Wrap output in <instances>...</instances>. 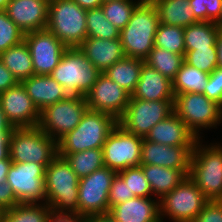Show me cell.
Here are the masks:
<instances>
[{
	"label": "cell",
	"mask_w": 222,
	"mask_h": 222,
	"mask_svg": "<svg viewBox=\"0 0 222 222\" xmlns=\"http://www.w3.org/2000/svg\"><path fill=\"white\" fill-rule=\"evenodd\" d=\"M142 0H114L101 5L105 17L119 31L129 22L133 11Z\"/></svg>",
	"instance_id": "36"
},
{
	"label": "cell",
	"mask_w": 222,
	"mask_h": 222,
	"mask_svg": "<svg viewBox=\"0 0 222 222\" xmlns=\"http://www.w3.org/2000/svg\"><path fill=\"white\" fill-rule=\"evenodd\" d=\"M220 26L212 21H199L184 28L185 52L197 48H216Z\"/></svg>",
	"instance_id": "29"
},
{
	"label": "cell",
	"mask_w": 222,
	"mask_h": 222,
	"mask_svg": "<svg viewBox=\"0 0 222 222\" xmlns=\"http://www.w3.org/2000/svg\"><path fill=\"white\" fill-rule=\"evenodd\" d=\"M173 113V101H146L130 96L118 124L126 131L145 138L152 127Z\"/></svg>",
	"instance_id": "11"
},
{
	"label": "cell",
	"mask_w": 222,
	"mask_h": 222,
	"mask_svg": "<svg viewBox=\"0 0 222 222\" xmlns=\"http://www.w3.org/2000/svg\"><path fill=\"white\" fill-rule=\"evenodd\" d=\"M12 132H0V160L9 156V139Z\"/></svg>",
	"instance_id": "47"
},
{
	"label": "cell",
	"mask_w": 222,
	"mask_h": 222,
	"mask_svg": "<svg viewBox=\"0 0 222 222\" xmlns=\"http://www.w3.org/2000/svg\"><path fill=\"white\" fill-rule=\"evenodd\" d=\"M222 0H189L190 7L198 21L221 23Z\"/></svg>",
	"instance_id": "40"
},
{
	"label": "cell",
	"mask_w": 222,
	"mask_h": 222,
	"mask_svg": "<svg viewBox=\"0 0 222 222\" xmlns=\"http://www.w3.org/2000/svg\"><path fill=\"white\" fill-rule=\"evenodd\" d=\"M173 108L197 139L202 138V129L217 128L222 123V107L203 93L174 95Z\"/></svg>",
	"instance_id": "8"
},
{
	"label": "cell",
	"mask_w": 222,
	"mask_h": 222,
	"mask_svg": "<svg viewBox=\"0 0 222 222\" xmlns=\"http://www.w3.org/2000/svg\"><path fill=\"white\" fill-rule=\"evenodd\" d=\"M184 62V55H178L168 50L154 46L145 63L160 72L171 81L175 78Z\"/></svg>",
	"instance_id": "33"
},
{
	"label": "cell",
	"mask_w": 222,
	"mask_h": 222,
	"mask_svg": "<svg viewBox=\"0 0 222 222\" xmlns=\"http://www.w3.org/2000/svg\"><path fill=\"white\" fill-rule=\"evenodd\" d=\"M87 216L77 213H54L51 211L47 222H86Z\"/></svg>",
	"instance_id": "45"
},
{
	"label": "cell",
	"mask_w": 222,
	"mask_h": 222,
	"mask_svg": "<svg viewBox=\"0 0 222 222\" xmlns=\"http://www.w3.org/2000/svg\"><path fill=\"white\" fill-rule=\"evenodd\" d=\"M86 222H116L110 213L87 216Z\"/></svg>",
	"instance_id": "50"
},
{
	"label": "cell",
	"mask_w": 222,
	"mask_h": 222,
	"mask_svg": "<svg viewBox=\"0 0 222 222\" xmlns=\"http://www.w3.org/2000/svg\"><path fill=\"white\" fill-rule=\"evenodd\" d=\"M216 48L218 55V67L222 68V27H220L219 33L216 38Z\"/></svg>",
	"instance_id": "52"
},
{
	"label": "cell",
	"mask_w": 222,
	"mask_h": 222,
	"mask_svg": "<svg viewBox=\"0 0 222 222\" xmlns=\"http://www.w3.org/2000/svg\"><path fill=\"white\" fill-rule=\"evenodd\" d=\"M147 178L152 195L161 199L179 185L187 175L180 169L165 168L157 165H139Z\"/></svg>",
	"instance_id": "25"
},
{
	"label": "cell",
	"mask_w": 222,
	"mask_h": 222,
	"mask_svg": "<svg viewBox=\"0 0 222 222\" xmlns=\"http://www.w3.org/2000/svg\"><path fill=\"white\" fill-rule=\"evenodd\" d=\"M130 94L101 73L85 99L89 110L111 114L117 120L124 114Z\"/></svg>",
	"instance_id": "16"
},
{
	"label": "cell",
	"mask_w": 222,
	"mask_h": 222,
	"mask_svg": "<svg viewBox=\"0 0 222 222\" xmlns=\"http://www.w3.org/2000/svg\"><path fill=\"white\" fill-rule=\"evenodd\" d=\"M76 2L81 8L88 10L93 8L101 7L103 4V0H73Z\"/></svg>",
	"instance_id": "51"
},
{
	"label": "cell",
	"mask_w": 222,
	"mask_h": 222,
	"mask_svg": "<svg viewBox=\"0 0 222 222\" xmlns=\"http://www.w3.org/2000/svg\"><path fill=\"white\" fill-rule=\"evenodd\" d=\"M11 165L12 161L9 156L6 159L0 160V183L6 182Z\"/></svg>",
	"instance_id": "49"
},
{
	"label": "cell",
	"mask_w": 222,
	"mask_h": 222,
	"mask_svg": "<svg viewBox=\"0 0 222 222\" xmlns=\"http://www.w3.org/2000/svg\"><path fill=\"white\" fill-rule=\"evenodd\" d=\"M27 94L39 111L69 96L65 88L50 75L34 74L22 81Z\"/></svg>",
	"instance_id": "24"
},
{
	"label": "cell",
	"mask_w": 222,
	"mask_h": 222,
	"mask_svg": "<svg viewBox=\"0 0 222 222\" xmlns=\"http://www.w3.org/2000/svg\"><path fill=\"white\" fill-rule=\"evenodd\" d=\"M46 204L54 213L78 214L79 178L64 157L57 155L45 171Z\"/></svg>",
	"instance_id": "4"
},
{
	"label": "cell",
	"mask_w": 222,
	"mask_h": 222,
	"mask_svg": "<svg viewBox=\"0 0 222 222\" xmlns=\"http://www.w3.org/2000/svg\"><path fill=\"white\" fill-rule=\"evenodd\" d=\"M209 199L187 176L171 192L159 199L160 219L172 222H192Z\"/></svg>",
	"instance_id": "9"
},
{
	"label": "cell",
	"mask_w": 222,
	"mask_h": 222,
	"mask_svg": "<svg viewBox=\"0 0 222 222\" xmlns=\"http://www.w3.org/2000/svg\"><path fill=\"white\" fill-rule=\"evenodd\" d=\"M57 156V142L37 127L15 128L9 139L12 162L38 163L45 168Z\"/></svg>",
	"instance_id": "7"
},
{
	"label": "cell",
	"mask_w": 222,
	"mask_h": 222,
	"mask_svg": "<svg viewBox=\"0 0 222 222\" xmlns=\"http://www.w3.org/2000/svg\"><path fill=\"white\" fill-rule=\"evenodd\" d=\"M45 171L38 163L12 162L6 182L18 203H46Z\"/></svg>",
	"instance_id": "14"
},
{
	"label": "cell",
	"mask_w": 222,
	"mask_h": 222,
	"mask_svg": "<svg viewBox=\"0 0 222 222\" xmlns=\"http://www.w3.org/2000/svg\"><path fill=\"white\" fill-rule=\"evenodd\" d=\"M87 38L119 39L120 31L105 17L101 7L86 13Z\"/></svg>",
	"instance_id": "34"
},
{
	"label": "cell",
	"mask_w": 222,
	"mask_h": 222,
	"mask_svg": "<svg viewBox=\"0 0 222 222\" xmlns=\"http://www.w3.org/2000/svg\"><path fill=\"white\" fill-rule=\"evenodd\" d=\"M222 6V3H221ZM220 27H222V7H221V23L219 24Z\"/></svg>",
	"instance_id": "54"
},
{
	"label": "cell",
	"mask_w": 222,
	"mask_h": 222,
	"mask_svg": "<svg viewBox=\"0 0 222 222\" xmlns=\"http://www.w3.org/2000/svg\"><path fill=\"white\" fill-rule=\"evenodd\" d=\"M192 222H222V200H209Z\"/></svg>",
	"instance_id": "43"
},
{
	"label": "cell",
	"mask_w": 222,
	"mask_h": 222,
	"mask_svg": "<svg viewBox=\"0 0 222 222\" xmlns=\"http://www.w3.org/2000/svg\"><path fill=\"white\" fill-rule=\"evenodd\" d=\"M50 0H9L8 17L24 34L47 28Z\"/></svg>",
	"instance_id": "19"
},
{
	"label": "cell",
	"mask_w": 222,
	"mask_h": 222,
	"mask_svg": "<svg viewBox=\"0 0 222 222\" xmlns=\"http://www.w3.org/2000/svg\"><path fill=\"white\" fill-rule=\"evenodd\" d=\"M145 139L167 146L195 145L197 141V137L175 113L152 127Z\"/></svg>",
	"instance_id": "23"
},
{
	"label": "cell",
	"mask_w": 222,
	"mask_h": 222,
	"mask_svg": "<svg viewBox=\"0 0 222 222\" xmlns=\"http://www.w3.org/2000/svg\"><path fill=\"white\" fill-rule=\"evenodd\" d=\"M117 124L118 120L111 114L88 109L76 128L57 141V155L64 157L87 149L103 148Z\"/></svg>",
	"instance_id": "2"
},
{
	"label": "cell",
	"mask_w": 222,
	"mask_h": 222,
	"mask_svg": "<svg viewBox=\"0 0 222 222\" xmlns=\"http://www.w3.org/2000/svg\"><path fill=\"white\" fill-rule=\"evenodd\" d=\"M64 158L79 179L105 166L102 148L66 154Z\"/></svg>",
	"instance_id": "31"
},
{
	"label": "cell",
	"mask_w": 222,
	"mask_h": 222,
	"mask_svg": "<svg viewBox=\"0 0 222 222\" xmlns=\"http://www.w3.org/2000/svg\"><path fill=\"white\" fill-rule=\"evenodd\" d=\"M0 102L7 119L15 128L38 126L40 111L33 104L22 82L2 92Z\"/></svg>",
	"instance_id": "17"
},
{
	"label": "cell",
	"mask_w": 222,
	"mask_h": 222,
	"mask_svg": "<svg viewBox=\"0 0 222 222\" xmlns=\"http://www.w3.org/2000/svg\"><path fill=\"white\" fill-rule=\"evenodd\" d=\"M51 211L46 203H19L3 211L1 222H47Z\"/></svg>",
	"instance_id": "32"
},
{
	"label": "cell",
	"mask_w": 222,
	"mask_h": 222,
	"mask_svg": "<svg viewBox=\"0 0 222 222\" xmlns=\"http://www.w3.org/2000/svg\"><path fill=\"white\" fill-rule=\"evenodd\" d=\"M117 173L103 166L79 179L78 214L86 216L109 213V192Z\"/></svg>",
	"instance_id": "13"
},
{
	"label": "cell",
	"mask_w": 222,
	"mask_h": 222,
	"mask_svg": "<svg viewBox=\"0 0 222 222\" xmlns=\"http://www.w3.org/2000/svg\"><path fill=\"white\" fill-rule=\"evenodd\" d=\"M19 204L11 186L7 183H0V209L6 211Z\"/></svg>",
	"instance_id": "44"
},
{
	"label": "cell",
	"mask_w": 222,
	"mask_h": 222,
	"mask_svg": "<svg viewBox=\"0 0 222 222\" xmlns=\"http://www.w3.org/2000/svg\"><path fill=\"white\" fill-rule=\"evenodd\" d=\"M131 97L146 101H173L172 81L144 62Z\"/></svg>",
	"instance_id": "20"
},
{
	"label": "cell",
	"mask_w": 222,
	"mask_h": 222,
	"mask_svg": "<svg viewBox=\"0 0 222 222\" xmlns=\"http://www.w3.org/2000/svg\"><path fill=\"white\" fill-rule=\"evenodd\" d=\"M153 4L161 24L187 27L198 23L189 0H155Z\"/></svg>",
	"instance_id": "26"
},
{
	"label": "cell",
	"mask_w": 222,
	"mask_h": 222,
	"mask_svg": "<svg viewBox=\"0 0 222 222\" xmlns=\"http://www.w3.org/2000/svg\"><path fill=\"white\" fill-rule=\"evenodd\" d=\"M184 62L210 74L218 67L217 48H197V50L187 51Z\"/></svg>",
	"instance_id": "37"
},
{
	"label": "cell",
	"mask_w": 222,
	"mask_h": 222,
	"mask_svg": "<svg viewBox=\"0 0 222 222\" xmlns=\"http://www.w3.org/2000/svg\"><path fill=\"white\" fill-rule=\"evenodd\" d=\"M203 94L222 107V68L217 67L210 73Z\"/></svg>",
	"instance_id": "42"
},
{
	"label": "cell",
	"mask_w": 222,
	"mask_h": 222,
	"mask_svg": "<svg viewBox=\"0 0 222 222\" xmlns=\"http://www.w3.org/2000/svg\"><path fill=\"white\" fill-rule=\"evenodd\" d=\"M86 13L73 0H50L46 29L67 48L79 47L87 38Z\"/></svg>",
	"instance_id": "5"
},
{
	"label": "cell",
	"mask_w": 222,
	"mask_h": 222,
	"mask_svg": "<svg viewBox=\"0 0 222 222\" xmlns=\"http://www.w3.org/2000/svg\"><path fill=\"white\" fill-rule=\"evenodd\" d=\"M24 36L22 30L8 17L7 12L0 11V54L21 43Z\"/></svg>",
	"instance_id": "39"
},
{
	"label": "cell",
	"mask_w": 222,
	"mask_h": 222,
	"mask_svg": "<svg viewBox=\"0 0 222 222\" xmlns=\"http://www.w3.org/2000/svg\"><path fill=\"white\" fill-rule=\"evenodd\" d=\"M88 109L85 96L69 95L40 111L38 127L57 142L76 128Z\"/></svg>",
	"instance_id": "10"
},
{
	"label": "cell",
	"mask_w": 222,
	"mask_h": 222,
	"mask_svg": "<svg viewBox=\"0 0 222 222\" xmlns=\"http://www.w3.org/2000/svg\"><path fill=\"white\" fill-rule=\"evenodd\" d=\"M193 148L194 145L167 146L143 138L140 165L180 169L188 176Z\"/></svg>",
	"instance_id": "18"
},
{
	"label": "cell",
	"mask_w": 222,
	"mask_h": 222,
	"mask_svg": "<svg viewBox=\"0 0 222 222\" xmlns=\"http://www.w3.org/2000/svg\"><path fill=\"white\" fill-rule=\"evenodd\" d=\"M195 142L188 177L209 200H222V145Z\"/></svg>",
	"instance_id": "3"
},
{
	"label": "cell",
	"mask_w": 222,
	"mask_h": 222,
	"mask_svg": "<svg viewBox=\"0 0 222 222\" xmlns=\"http://www.w3.org/2000/svg\"><path fill=\"white\" fill-rule=\"evenodd\" d=\"M142 1H145V2H153L155 0H142Z\"/></svg>",
	"instance_id": "56"
},
{
	"label": "cell",
	"mask_w": 222,
	"mask_h": 222,
	"mask_svg": "<svg viewBox=\"0 0 222 222\" xmlns=\"http://www.w3.org/2000/svg\"><path fill=\"white\" fill-rule=\"evenodd\" d=\"M118 174L124 179L129 190L132 191L135 196L145 198L153 196L150 184L140 166L129 167L118 172Z\"/></svg>",
	"instance_id": "38"
},
{
	"label": "cell",
	"mask_w": 222,
	"mask_h": 222,
	"mask_svg": "<svg viewBox=\"0 0 222 222\" xmlns=\"http://www.w3.org/2000/svg\"><path fill=\"white\" fill-rule=\"evenodd\" d=\"M24 40L31 53L34 74L37 75H50L67 50L47 29L26 33Z\"/></svg>",
	"instance_id": "15"
},
{
	"label": "cell",
	"mask_w": 222,
	"mask_h": 222,
	"mask_svg": "<svg viewBox=\"0 0 222 222\" xmlns=\"http://www.w3.org/2000/svg\"><path fill=\"white\" fill-rule=\"evenodd\" d=\"M144 62L125 56L121 61L110 66L104 74L131 95L140 79V70Z\"/></svg>",
	"instance_id": "28"
},
{
	"label": "cell",
	"mask_w": 222,
	"mask_h": 222,
	"mask_svg": "<svg viewBox=\"0 0 222 222\" xmlns=\"http://www.w3.org/2000/svg\"><path fill=\"white\" fill-rule=\"evenodd\" d=\"M3 211L0 209V222L2 221Z\"/></svg>",
	"instance_id": "55"
},
{
	"label": "cell",
	"mask_w": 222,
	"mask_h": 222,
	"mask_svg": "<svg viewBox=\"0 0 222 222\" xmlns=\"http://www.w3.org/2000/svg\"><path fill=\"white\" fill-rule=\"evenodd\" d=\"M15 127L7 119V116L0 102V132H13Z\"/></svg>",
	"instance_id": "48"
},
{
	"label": "cell",
	"mask_w": 222,
	"mask_h": 222,
	"mask_svg": "<svg viewBox=\"0 0 222 222\" xmlns=\"http://www.w3.org/2000/svg\"><path fill=\"white\" fill-rule=\"evenodd\" d=\"M154 46L178 55H185L184 28L159 23Z\"/></svg>",
	"instance_id": "35"
},
{
	"label": "cell",
	"mask_w": 222,
	"mask_h": 222,
	"mask_svg": "<svg viewBox=\"0 0 222 222\" xmlns=\"http://www.w3.org/2000/svg\"><path fill=\"white\" fill-rule=\"evenodd\" d=\"M78 48L101 73L125 57L120 39L86 38Z\"/></svg>",
	"instance_id": "22"
},
{
	"label": "cell",
	"mask_w": 222,
	"mask_h": 222,
	"mask_svg": "<svg viewBox=\"0 0 222 222\" xmlns=\"http://www.w3.org/2000/svg\"><path fill=\"white\" fill-rule=\"evenodd\" d=\"M159 23L153 2L141 1L127 25L120 30L119 39L125 56L145 61L154 47Z\"/></svg>",
	"instance_id": "1"
},
{
	"label": "cell",
	"mask_w": 222,
	"mask_h": 222,
	"mask_svg": "<svg viewBox=\"0 0 222 222\" xmlns=\"http://www.w3.org/2000/svg\"><path fill=\"white\" fill-rule=\"evenodd\" d=\"M17 83L18 80L10 73L0 59V94Z\"/></svg>",
	"instance_id": "46"
},
{
	"label": "cell",
	"mask_w": 222,
	"mask_h": 222,
	"mask_svg": "<svg viewBox=\"0 0 222 222\" xmlns=\"http://www.w3.org/2000/svg\"><path fill=\"white\" fill-rule=\"evenodd\" d=\"M0 59L18 82L34 75L31 53L25 40L2 52Z\"/></svg>",
	"instance_id": "27"
},
{
	"label": "cell",
	"mask_w": 222,
	"mask_h": 222,
	"mask_svg": "<svg viewBox=\"0 0 222 222\" xmlns=\"http://www.w3.org/2000/svg\"><path fill=\"white\" fill-rule=\"evenodd\" d=\"M134 197L113 206L109 213L116 222H161L159 199Z\"/></svg>",
	"instance_id": "21"
},
{
	"label": "cell",
	"mask_w": 222,
	"mask_h": 222,
	"mask_svg": "<svg viewBox=\"0 0 222 222\" xmlns=\"http://www.w3.org/2000/svg\"><path fill=\"white\" fill-rule=\"evenodd\" d=\"M142 141V137L117 124L103 144L104 165L116 173L129 167H138Z\"/></svg>",
	"instance_id": "12"
},
{
	"label": "cell",
	"mask_w": 222,
	"mask_h": 222,
	"mask_svg": "<svg viewBox=\"0 0 222 222\" xmlns=\"http://www.w3.org/2000/svg\"><path fill=\"white\" fill-rule=\"evenodd\" d=\"M101 72L78 48H67L50 76L62 85L69 95L86 96Z\"/></svg>",
	"instance_id": "6"
},
{
	"label": "cell",
	"mask_w": 222,
	"mask_h": 222,
	"mask_svg": "<svg viewBox=\"0 0 222 222\" xmlns=\"http://www.w3.org/2000/svg\"><path fill=\"white\" fill-rule=\"evenodd\" d=\"M134 197H136L134 193L129 190L124 179L117 173L113 178L112 185L110 187L108 198L109 209Z\"/></svg>",
	"instance_id": "41"
},
{
	"label": "cell",
	"mask_w": 222,
	"mask_h": 222,
	"mask_svg": "<svg viewBox=\"0 0 222 222\" xmlns=\"http://www.w3.org/2000/svg\"><path fill=\"white\" fill-rule=\"evenodd\" d=\"M9 0H0V11H4L7 8Z\"/></svg>",
	"instance_id": "53"
},
{
	"label": "cell",
	"mask_w": 222,
	"mask_h": 222,
	"mask_svg": "<svg viewBox=\"0 0 222 222\" xmlns=\"http://www.w3.org/2000/svg\"><path fill=\"white\" fill-rule=\"evenodd\" d=\"M114 1V0H103V2Z\"/></svg>",
	"instance_id": "57"
},
{
	"label": "cell",
	"mask_w": 222,
	"mask_h": 222,
	"mask_svg": "<svg viewBox=\"0 0 222 222\" xmlns=\"http://www.w3.org/2000/svg\"><path fill=\"white\" fill-rule=\"evenodd\" d=\"M210 74L183 62L180 70L172 80L174 95L184 93H204Z\"/></svg>",
	"instance_id": "30"
}]
</instances>
